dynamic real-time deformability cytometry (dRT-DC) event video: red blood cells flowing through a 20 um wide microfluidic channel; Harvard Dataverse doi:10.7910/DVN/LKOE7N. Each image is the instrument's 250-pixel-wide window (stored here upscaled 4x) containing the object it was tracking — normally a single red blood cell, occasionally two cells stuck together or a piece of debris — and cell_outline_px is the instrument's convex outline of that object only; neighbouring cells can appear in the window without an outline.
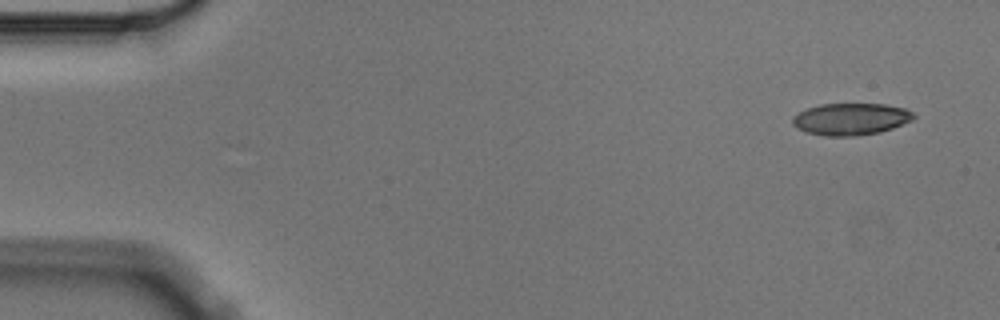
{"species": "Egyptian fruit bat (a non-hibernating species)", "species_latin": "Rousettus aegyptiacus", "temperature_condition": "cold", "stored_images_in_passage": 4, "camera_frame_rate_fps": 3000, "um_per_image_px": 0.085, "animal": {"sex": "male"}, "frame": {"image": 1, "passage_image": 1, "time_ms": 0.0, "image_size_px": [1000, 320], "cell_outline_px": [[916, 116], [912, 120], [892, 128], [880, 132], [856, 136], [824, 136], [804, 132], [796, 128], [792, 124], [792, 120], [800, 112], [808, 108], [820, 104], [884, 104], [904, 108], [912, 112]], "centroid_in_image_um": [72.31, 10.13], "position_along_channel_um": 12.7, "area_um2": 22.48}}
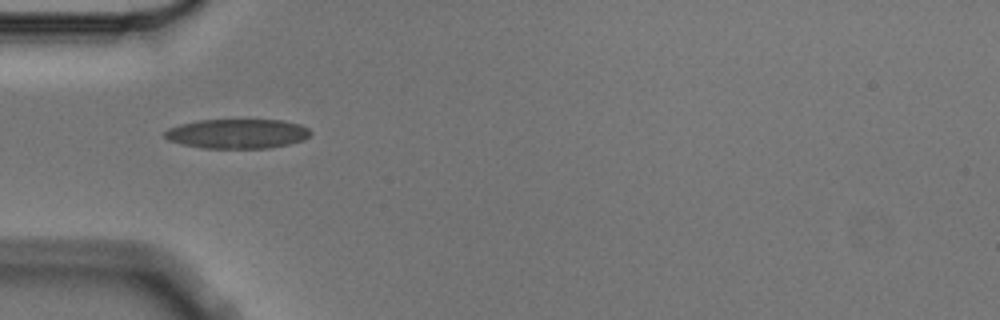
{"frame": {"image": 2, "passage_image": 4, "time_ms": 1.0, "image_size_px": [1000, 320], "cell_outline_px": [[312, 132], [304, 140], [288, 144], [268, 148], [204, 148], [184, 144], [168, 140], [164, 136], [164, 132], [168, 128], [180, 124], [200, 120], [284, 120], [300, 124], [308, 128]], "centroid_in_image_um": [20.19, 11.36], "position_along_channel_um": 64.8, "area_um2": 25.03}}